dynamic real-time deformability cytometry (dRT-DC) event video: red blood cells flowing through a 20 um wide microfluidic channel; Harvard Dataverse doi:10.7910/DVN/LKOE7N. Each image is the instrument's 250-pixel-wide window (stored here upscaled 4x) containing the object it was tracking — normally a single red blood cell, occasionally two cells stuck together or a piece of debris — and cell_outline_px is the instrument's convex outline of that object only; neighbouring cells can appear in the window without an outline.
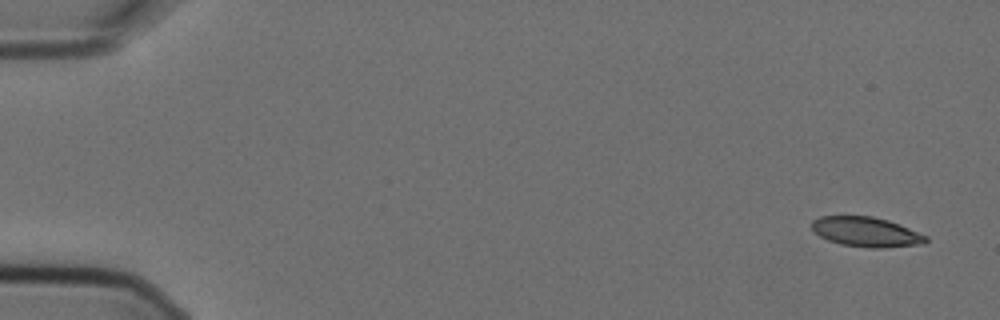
{"species": "Egyptian fruit bat (a non-hibernating species)", "species_latin": "Rousettus aegyptiacus", "temperature_condition": "cold", "stored_images_in_passage": 4, "camera_frame_rate_fps": 3000, "um_per_image_px": 0.085, "animal": {"sex": "female"}, "frame": {"image": 1, "passage_image": 1, "time_ms": 0.0, "image_size_px": [1000, 320], "cell_outline_px": [[928, 240], [924, 244], [884, 248], [868, 248], [840, 244], [828, 240], [820, 236], [812, 228], [812, 220], [820, 216], [872, 216], [888, 220], [900, 224], [928, 236]], "centroid_in_image_um": [73.66, 19.72], "position_along_channel_um": 11.3, "area_um2": 19.94}}